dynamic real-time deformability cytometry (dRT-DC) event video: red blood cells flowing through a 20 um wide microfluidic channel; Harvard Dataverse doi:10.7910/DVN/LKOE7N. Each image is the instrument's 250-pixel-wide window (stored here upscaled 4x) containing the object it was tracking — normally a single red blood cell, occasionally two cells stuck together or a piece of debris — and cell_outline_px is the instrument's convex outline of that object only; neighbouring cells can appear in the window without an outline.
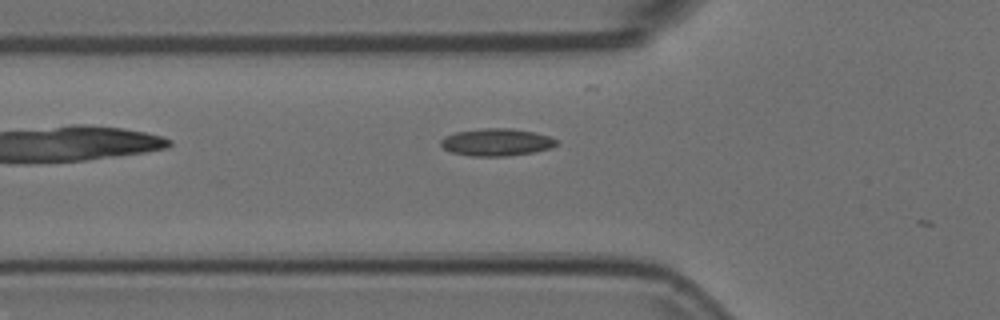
{"species": "Egyptian fruit bat (a non-hibernating species)", "species_latin": "Rousettus aegyptiacus", "temperature_condition": "room temperature", "stored_images_in_passage": 3, "camera_frame_rate_fps": 3000, "um_per_image_px": 0.085, "animal": {"sex": "female"}, "frame": {"image": 1, "passage_image": 2, "time_ms": 0.333, "image_size_px": [1000, 320], "cell_outline_px": [[560, 144], [548, 148], [532, 152], [504, 156], [472, 156], [452, 152], [444, 148], [440, 144], [440, 140], [444, 136], [456, 132], [484, 128], [508, 128], [532, 132], [548, 136], [556, 140]], "centroid_in_image_um": [42.17, 12.08], "position_along_channel_um": 83.6, "area_um2": 18.15}}